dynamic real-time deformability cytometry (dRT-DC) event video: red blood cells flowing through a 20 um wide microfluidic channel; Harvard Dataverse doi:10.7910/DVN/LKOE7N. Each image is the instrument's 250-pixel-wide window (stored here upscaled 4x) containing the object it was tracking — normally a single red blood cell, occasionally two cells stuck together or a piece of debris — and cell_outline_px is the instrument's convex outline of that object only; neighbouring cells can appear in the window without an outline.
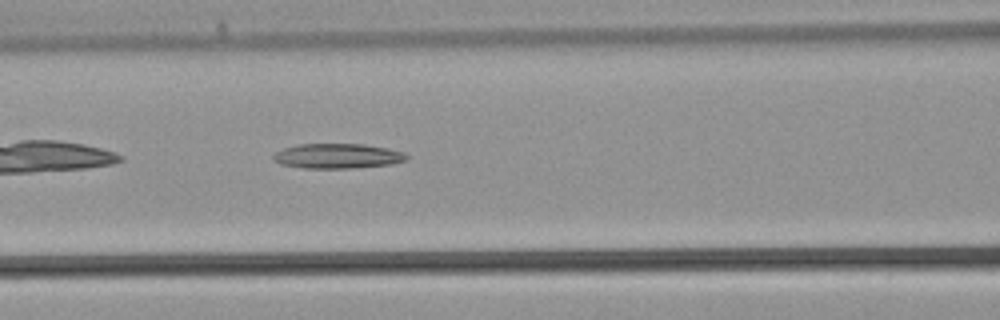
{"species": "common noctule bat (a hibernating species)", "species_latin": "Nyctalus noctula", "temperature_condition": "warm", "stored_images_in_passage": 28, "camera_frame_rate_fps": 3000, "um_per_image_px": 0.085, "animal": {"sex": "male", "body_mass_g": 21.5, "forearm_length_mm": 52.0}, "frame": {"image": 1, "passage_image": 5, "time_ms": 1.333, "image_size_px": [1000, 320], "cell_outline_px": [[408, 160], [388, 164], [352, 168], [304, 168], [280, 164], [272, 160], [272, 156], [276, 152], [284, 148], [300, 144], [364, 144], [388, 148], [404, 152], [408, 156]], "centroid_in_image_um": [28.68, 13.26], "position_along_channel_um": 137.9, "area_um2": 19.31}}
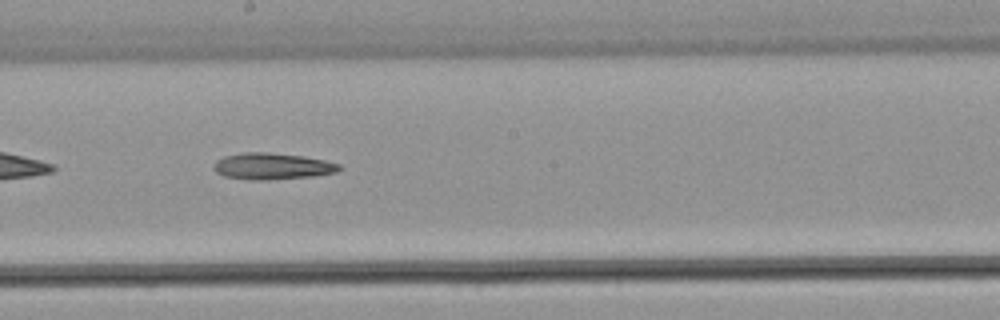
{"frame": {"image": 2, "passage_image": 10, "time_ms": 3.0, "image_size_px": [1000, 320], "cell_outline_px": [[340, 168], [336, 172], [312, 176], [268, 180], [248, 180], [224, 176], [216, 172], [212, 168], [216, 160], [224, 156], [244, 152], [268, 152], [304, 156], [324, 160], [340, 164]], "centroid_in_image_um": [23.1, 14.13], "position_along_channel_um": 225.1, "area_um2": 19.42}}
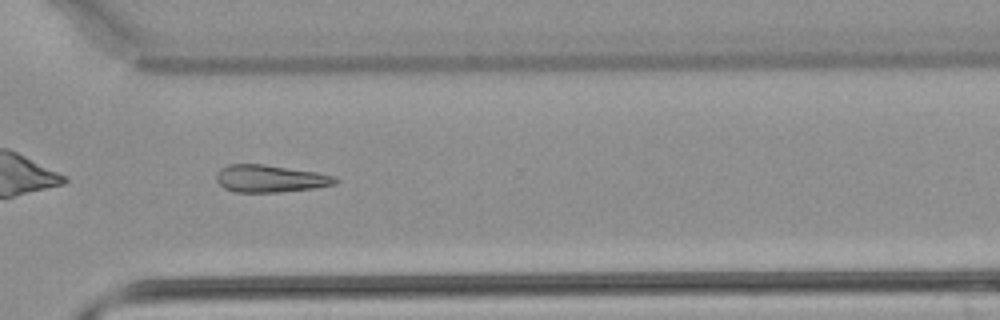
{"frame": {"image": 3, "passage_image": 17, "time_ms": 5.333, "image_size_px": [1000, 320], "cell_outline_px": [[340, 180], [336, 184], [312, 188], [276, 192], [236, 192], [224, 188], [216, 180], [216, 176], [220, 168], [228, 164], [264, 164], [316, 172], [336, 176]], "centroid_in_image_um": [22.97, 15.17], "position_along_channel_um": 347.6, "area_um2": 18.9}}